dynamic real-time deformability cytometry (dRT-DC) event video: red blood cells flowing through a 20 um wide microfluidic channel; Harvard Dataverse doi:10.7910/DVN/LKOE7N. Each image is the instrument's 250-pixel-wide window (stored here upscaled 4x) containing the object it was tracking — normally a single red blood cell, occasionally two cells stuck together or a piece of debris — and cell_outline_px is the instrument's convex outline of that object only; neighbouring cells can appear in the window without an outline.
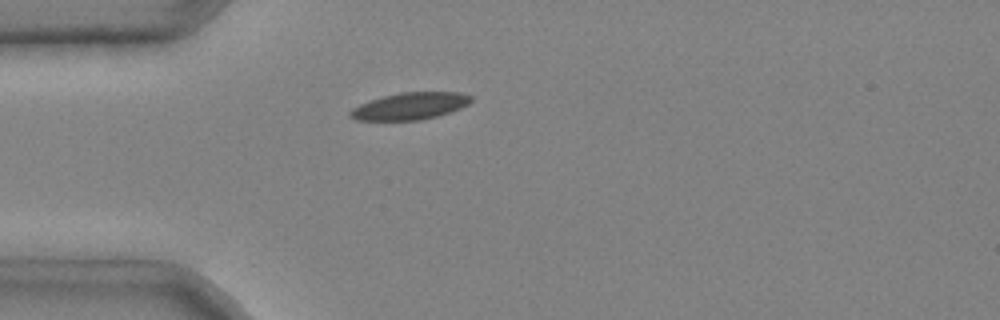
{"species": "common noctule bat (a hibernating species)", "species_latin": "Nyctalus noctula", "temperature_condition": "cold", "stored_images_in_passage": 1, "camera_frame_rate_fps": 3000, "um_per_image_px": 0.085, "animal": {"sex": "male", "body_mass_g": 20.4}, "frame": {"image": 1, "passage_image": 1, "time_ms": 0.0, "image_size_px": [1000, 320], "cell_outline_px": [[472, 100], [468, 104], [460, 108], [436, 116], [420, 120], [356, 120], [348, 116], [348, 112], [352, 108], [368, 100], [400, 92], [460, 92], [472, 96]], "centroid_in_image_um": [34.82, 9.01], "position_along_channel_um": 50.2, "area_um2": 19.02}}